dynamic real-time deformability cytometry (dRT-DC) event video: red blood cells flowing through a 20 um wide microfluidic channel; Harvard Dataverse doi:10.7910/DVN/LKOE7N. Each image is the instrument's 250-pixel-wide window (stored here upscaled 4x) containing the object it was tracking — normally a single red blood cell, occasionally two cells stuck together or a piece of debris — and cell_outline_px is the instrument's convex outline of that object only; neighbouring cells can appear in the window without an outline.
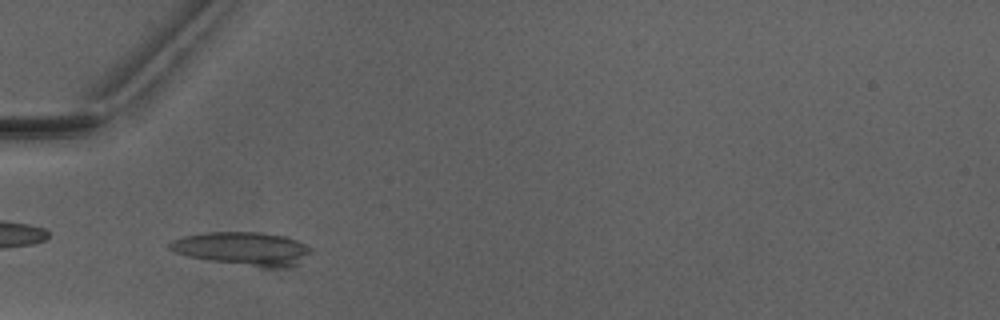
{"species": "Egyptian fruit bat (a non-hibernating species)", "species_latin": "Rousettus aegyptiacus", "temperature_condition": "warm", "stored_images_in_passage": 7, "camera_frame_rate_fps": 3000, "um_per_image_px": 0.085, "animal": {"sex": "male"}, "frame": {"image": 1, "passage_image": 5, "time_ms": 5.667, "image_size_px": [1000, 320], "cell_outline_px": [[312, 252], [296, 264], [288, 268], [260, 268], [208, 260], [188, 256], [176, 252], [168, 248], [164, 244], [172, 240], [184, 236], [204, 232], [260, 232], [284, 236], [296, 240], [312, 248]], "centroid_in_image_um": [20.62, 21.14], "position_along_channel_um": 64.4, "area_um2": 27.74}}